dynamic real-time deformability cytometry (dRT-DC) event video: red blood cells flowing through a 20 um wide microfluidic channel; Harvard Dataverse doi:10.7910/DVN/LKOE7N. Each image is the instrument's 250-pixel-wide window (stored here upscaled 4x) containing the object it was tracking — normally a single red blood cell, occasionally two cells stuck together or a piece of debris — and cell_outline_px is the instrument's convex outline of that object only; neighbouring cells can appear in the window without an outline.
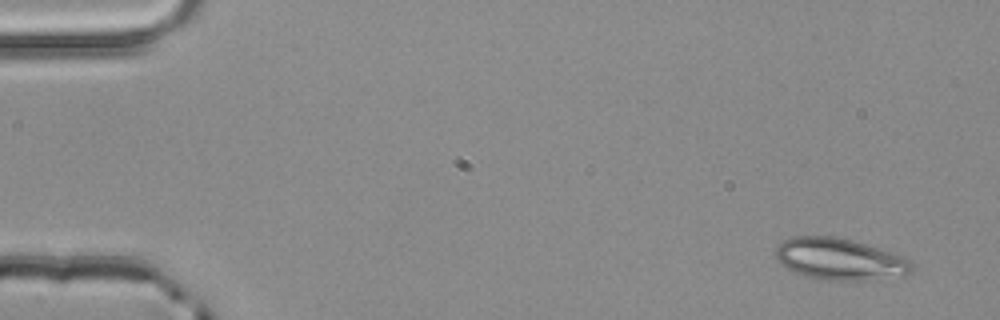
{"species": "common noctule bat (a hibernating species)", "species_latin": "Nyctalus noctula", "temperature_condition": "room temperature", "stored_images_in_passage": 3, "camera_frame_rate_fps": 3000, "um_per_image_px": 0.085, "animal": {"sex": "male", "body_mass_g": 20.4}, "frame": {"image": 1, "passage_image": 1, "time_ms": 0.0, "image_size_px": [1000, 320], "cell_outline_px": [[912, 272], [908, 276], [876, 280], [828, 280], [808, 276], [796, 272], [780, 264], [776, 260], [776, 248], [784, 240], [792, 236], [832, 236], [852, 240], [892, 252], [908, 260], [912, 264]], "centroid_in_image_um": [71.41, 22.04], "position_along_channel_um": 13.6, "area_um2": 33.06}}